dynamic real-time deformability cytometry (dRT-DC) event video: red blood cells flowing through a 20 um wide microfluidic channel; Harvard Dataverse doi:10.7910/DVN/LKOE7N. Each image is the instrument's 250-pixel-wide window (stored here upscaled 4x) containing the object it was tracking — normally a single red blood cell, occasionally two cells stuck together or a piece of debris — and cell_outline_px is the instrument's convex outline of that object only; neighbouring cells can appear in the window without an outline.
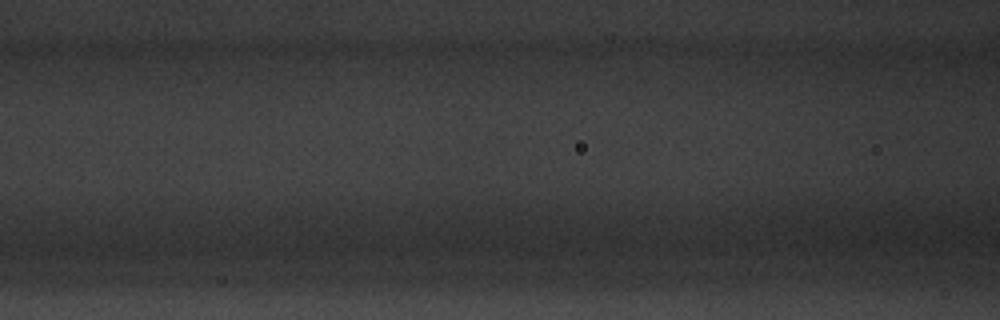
{"species": "common noctule bat (a hibernating species)", "species_latin": "Nyctalus noctula", "temperature_condition": "warm", "stored_images_in_passage": 5, "camera_frame_rate_fps": 3000, "um_per_image_px": 0.085, "animal": {"sex": "male", "body_mass_g": 20.1, "forearm_length_mm": 53.5}, "frame": {"image": 1, "passage_image": 4, "time_ms": 1.0, "image_size_px": [1000, 320], "cell_outline_px": [[620, 248], [608, 252], [464, 252], [448, 248], [440, 244], [444, 240], [464, 236], [504, 232], [584, 236], [620, 244]], "centroid_in_image_um": [44.92, 20.69], "position_along_channel_um": 121.7, "area_um2": 20.29}}